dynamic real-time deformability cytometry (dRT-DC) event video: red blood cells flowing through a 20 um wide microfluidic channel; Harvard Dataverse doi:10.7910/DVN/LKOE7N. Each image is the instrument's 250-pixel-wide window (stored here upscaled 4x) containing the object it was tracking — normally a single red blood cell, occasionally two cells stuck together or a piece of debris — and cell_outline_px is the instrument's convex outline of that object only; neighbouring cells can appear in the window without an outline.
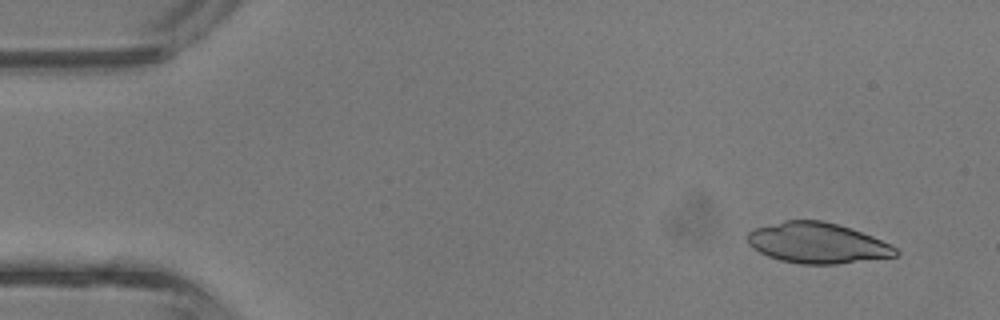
{"species": "common noctule bat (a hibernating species)", "species_latin": "Nyctalus noctula", "temperature_condition": "room temperature", "stored_images_in_passage": 4, "camera_frame_rate_fps": 3000, "um_per_image_px": 0.085, "animal": {"sex": "male", "body_mass_g": 13.3}, "frame": {"image": 1, "passage_image": 1, "time_ms": 0.0, "image_size_px": [1000, 320], "cell_outline_px": [[900, 252], [896, 256], [836, 264], [800, 264], [780, 260], [768, 256], [752, 248], [748, 244], [748, 232], [756, 228], [784, 220], [820, 220], [836, 224], [872, 236], [896, 248]], "centroid_in_image_um": [69.44, 20.66], "position_along_channel_um": 15.6, "area_um2": 34.68}}